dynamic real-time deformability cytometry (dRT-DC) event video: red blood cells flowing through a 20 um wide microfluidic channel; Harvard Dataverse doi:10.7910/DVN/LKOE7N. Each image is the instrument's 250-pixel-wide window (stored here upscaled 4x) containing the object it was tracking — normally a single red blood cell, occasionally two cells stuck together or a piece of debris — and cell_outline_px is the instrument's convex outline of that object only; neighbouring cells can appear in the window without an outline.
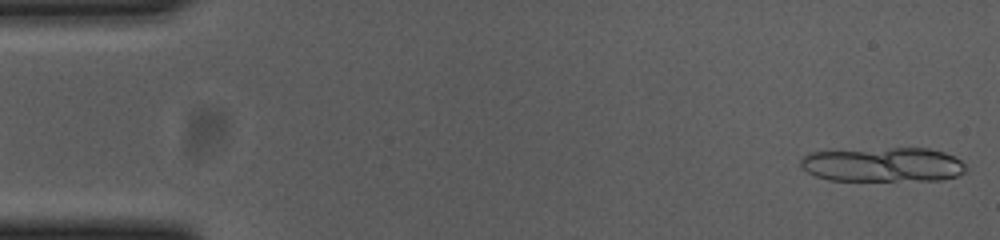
{"species": "common noctule bat (a hibernating species)", "species_latin": "Nyctalus noctula", "temperature_condition": "cold", "stored_images_in_passage": 11, "camera_frame_rate_fps": 3000, "um_per_image_px": 0.085, "animal": {"sex": "female", "body_mass_g": 23.0, "forearm_length_mm": 53.4}, "frame": {"image": 1, "passage_image": 1, "time_ms": 0.0, "image_size_px": [1000, 240], "cell_outline_px": [[964, 172], [956, 176], [940, 180], [828, 180], [816, 176], [808, 172], [800, 164], [800, 160], [808, 152], [892, 148], [928, 148], [944, 152], [960, 160], [964, 164]], "centroid_in_image_um": [75.04, 13.99], "position_along_channel_um": 10.0, "area_um2": 32.89}}